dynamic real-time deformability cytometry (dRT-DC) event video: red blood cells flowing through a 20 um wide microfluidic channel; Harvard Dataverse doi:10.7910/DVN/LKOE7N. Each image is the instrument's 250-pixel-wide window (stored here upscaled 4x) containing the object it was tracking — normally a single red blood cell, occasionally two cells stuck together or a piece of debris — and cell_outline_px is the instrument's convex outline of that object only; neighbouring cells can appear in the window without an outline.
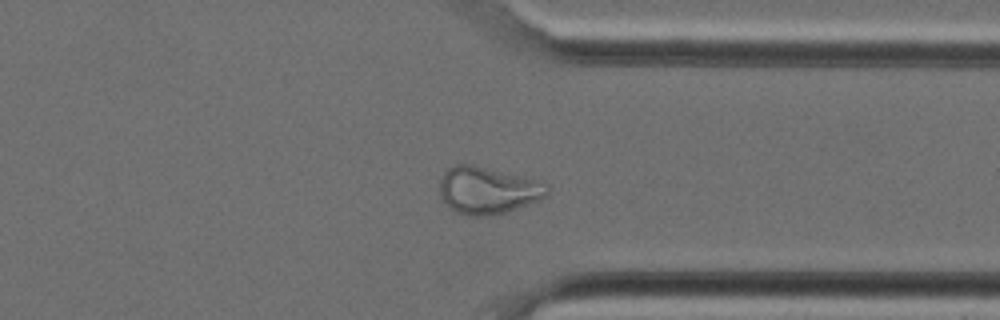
{"species": "Egyptian fruit bat (a non-hibernating species)", "species_latin": "Rousettus aegyptiacus", "temperature_condition": "cold", "stored_images_in_passage": 33, "camera_frame_rate_fps": 3000, "um_per_image_px": 0.085, "animal": {"sex": "female"}, "frame": {"image": 1, "passage_image": 24, "time_ms": 7.667, "image_size_px": [1000, 320], "cell_outline_px": [[548, 192], [540, 200], [504, 212], [488, 216], [468, 216], [456, 212], [440, 196], [440, 180], [444, 172], [448, 168], [456, 164], [472, 164], [548, 184]], "centroid_in_image_um": [41.42, 16.19], "position_along_channel_um": 370.0, "area_um2": 28.9}}
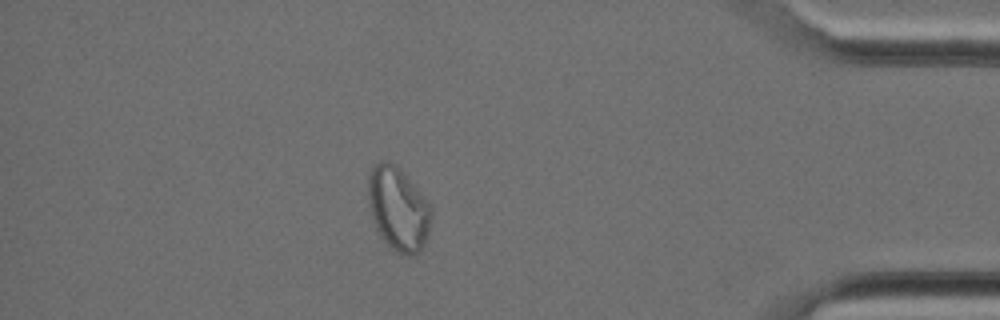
{"frame": {"image": 2, "passage_image": 28, "time_ms": 9.0, "image_size_px": [1000, 320], "cell_outline_px": [[432, 216], [428, 236], [424, 244], [412, 256], [408, 256], [396, 252], [380, 236], [376, 228], [368, 204], [368, 176], [372, 164], [380, 160], [384, 160], [396, 164], [400, 168], [432, 204]], "centroid_in_image_um": [33.85, 17.7], "position_along_channel_um": 401.3, "area_um2": 31.21}}
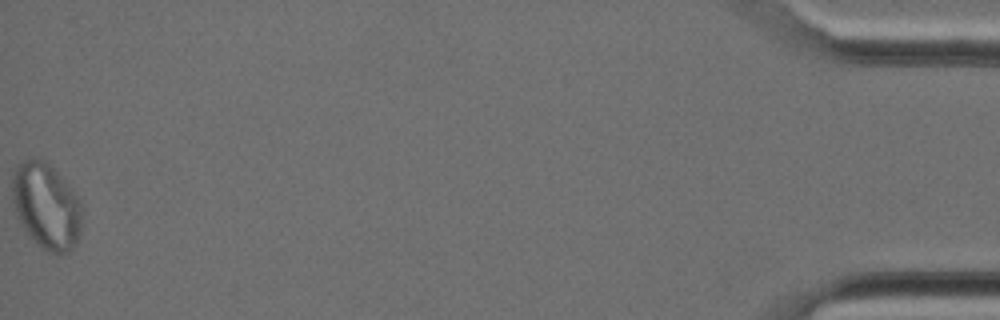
{"frame": {"image": 3, "passage_image": 33, "time_ms": 10.667, "image_size_px": [1000, 320], "cell_outline_px": [[80, 232], [72, 248], [68, 252], [48, 252], [40, 248], [28, 236], [20, 224], [16, 216], [12, 200], [12, 176], [16, 168], [24, 160], [40, 156], [56, 172], [80, 200]], "centroid_in_image_um": [3.88, 17.52], "position_along_channel_um": 431.3, "area_um2": 34.68}}